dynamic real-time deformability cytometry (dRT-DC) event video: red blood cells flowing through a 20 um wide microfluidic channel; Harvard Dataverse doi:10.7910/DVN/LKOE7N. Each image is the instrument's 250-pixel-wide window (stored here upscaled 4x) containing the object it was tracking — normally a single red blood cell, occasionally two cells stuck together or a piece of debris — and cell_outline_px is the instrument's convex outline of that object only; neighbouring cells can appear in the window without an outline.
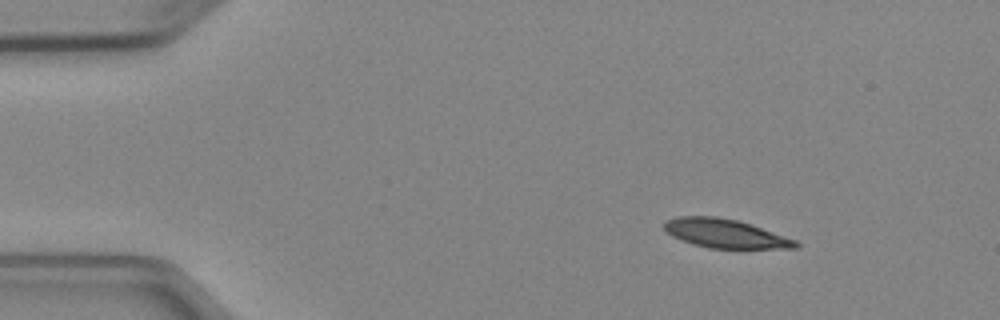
{"species": "Egyptian fruit bat (a non-hibernating species)", "species_latin": "Rousettus aegyptiacus", "temperature_condition": "cold", "stored_images_in_passage": 6, "camera_frame_rate_fps": 3000, "um_per_image_px": 0.085, "animal": {"sex": "female"}, "frame": {"image": 1, "passage_image": 2, "time_ms": 1.333, "image_size_px": [1000, 320], "cell_outline_px": [[800, 248], [708, 248], [692, 244], [680, 240], [672, 236], [664, 228], [664, 220], [676, 216], [716, 216], [736, 220], [752, 224], [796, 240], [800, 244]], "centroid_in_image_um": [61.63, 19.84], "position_along_channel_um": 23.4, "area_um2": 22.2}}
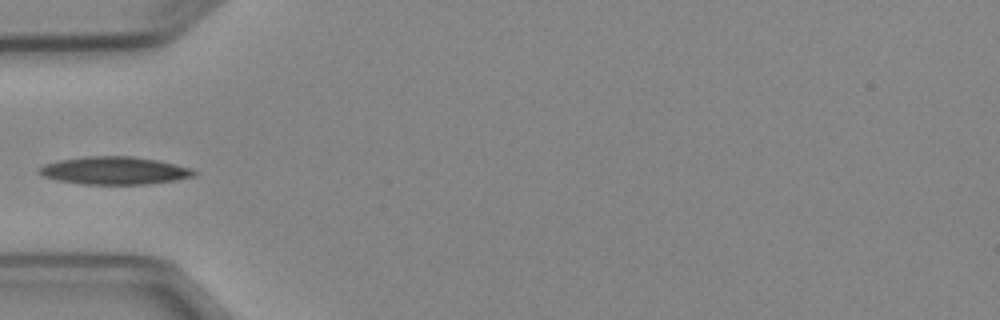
{"frame": {"image": 2, "passage_image": 5, "time_ms": 4.667, "image_size_px": [1000, 320], "cell_outline_px": [[196, 176], [176, 180], [148, 184], [84, 184], [56, 180], [40, 176], [36, 172], [36, 168], [44, 164], [56, 160], [84, 156], [132, 156], [156, 160], [176, 164], [192, 168], [196, 172]], "centroid_in_image_um": [9.67, 14.49], "position_along_channel_um": 75.3, "area_um2": 25.43}}